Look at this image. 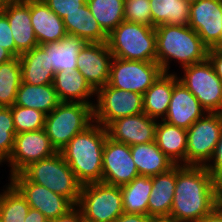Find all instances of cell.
Returning <instances> with one entry per match:
<instances>
[{"label":"cell","mask_w":222,"mask_h":222,"mask_svg":"<svg viewBox=\"0 0 222 222\" xmlns=\"http://www.w3.org/2000/svg\"><path fill=\"white\" fill-rule=\"evenodd\" d=\"M216 179L205 166L176 165V187L169 220L199 222L213 210Z\"/></svg>","instance_id":"6da1fadb"},{"label":"cell","mask_w":222,"mask_h":222,"mask_svg":"<svg viewBox=\"0 0 222 222\" xmlns=\"http://www.w3.org/2000/svg\"><path fill=\"white\" fill-rule=\"evenodd\" d=\"M107 129L95 123L76 134L61 153L82 184L102 182L103 149Z\"/></svg>","instance_id":"7a4b0ae2"},{"label":"cell","mask_w":222,"mask_h":222,"mask_svg":"<svg viewBox=\"0 0 222 222\" xmlns=\"http://www.w3.org/2000/svg\"><path fill=\"white\" fill-rule=\"evenodd\" d=\"M155 31L156 62L163 72H170L172 59L178 60L182 68L207 59L209 48L188 25L161 24L155 27Z\"/></svg>","instance_id":"3957f363"},{"label":"cell","mask_w":222,"mask_h":222,"mask_svg":"<svg viewBox=\"0 0 222 222\" xmlns=\"http://www.w3.org/2000/svg\"><path fill=\"white\" fill-rule=\"evenodd\" d=\"M20 173L27 180L66 197L74 206L78 204L82 184L61 152L29 164Z\"/></svg>","instance_id":"277c9868"},{"label":"cell","mask_w":222,"mask_h":222,"mask_svg":"<svg viewBox=\"0 0 222 222\" xmlns=\"http://www.w3.org/2000/svg\"><path fill=\"white\" fill-rule=\"evenodd\" d=\"M107 44L113 57L156 62L155 27L123 21L108 35Z\"/></svg>","instance_id":"5b68a950"},{"label":"cell","mask_w":222,"mask_h":222,"mask_svg":"<svg viewBox=\"0 0 222 222\" xmlns=\"http://www.w3.org/2000/svg\"><path fill=\"white\" fill-rule=\"evenodd\" d=\"M94 123L93 106L81 102H61L45 117V131L52 146L61 152L76 135Z\"/></svg>","instance_id":"8992f818"},{"label":"cell","mask_w":222,"mask_h":222,"mask_svg":"<svg viewBox=\"0 0 222 222\" xmlns=\"http://www.w3.org/2000/svg\"><path fill=\"white\" fill-rule=\"evenodd\" d=\"M76 206L84 222H113L124 212L120 186L104 182L82 185Z\"/></svg>","instance_id":"52a82bcc"},{"label":"cell","mask_w":222,"mask_h":222,"mask_svg":"<svg viewBox=\"0 0 222 222\" xmlns=\"http://www.w3.org/2000/svg\"><path fill=\"white\" fill-rule=\"evenodd\" d=\"M178 80L199 100L209 113H222V81L207 58L182 68Z\"/></svg>","instance_id":"ba28073f"},{"label":"cell","mask_w":222,"mask_h":222,"mask_svg":"<svg viewBox=\"0 0 222 222\" xmlns=\"http://www.w3.org/2000/svg\"><path fill=\"white\" fill-rule=\"evenodd\" d=\"M221 131L222 113L209 112L187 129L186 166H206L212 162Z\"/></svg>","instance_id":"9c48e42d"},{"label":"cell","mask_w":222,"mask_h":222,"mask_svg":"<svg viewBox=\"0 0 222 222\" xmlns=\"http://www.w3.org/2000/svg\"><path fill=\"white\" fill-rule=\"evenodd\" d=\"M163 73L157 62L124 60L113 57L110 64L108 85L144 94Z\"/></svg>","instance_id":"30bf717a"},{"label":"cell","mask_w":222,"mask_h":222,"mask_svg":"<svg viewBox=\"0 0 222 222\" xmlns=\"http://www.w3.org/2000/svg\"><path fill=\"white\" fill-rule=\"evenodd\" d=\"M93 106L94 122L107 127L112 121L143 113V95L117 89L106 84L96 91Z\"/></svg>","instance_id":"8fae6325"},{"label":"cell","mask_w":222,"mask_h":222,"mask_svg":"<svg viewBox=\"0 0 222 222\" xmlns=\"http://www.w3.org/2000/svg\"><path fill=\"white\" fill-rule=\"evenodd\" d=\"M56 152L44 128L16 134L13 150L7 160L11 167L10 177L20 173L29 164L48 158Z\"/></svg>","instance_id":"7c38bea8"},{"label":"cell","mask_w":222,"mask_h":222,"mask_svg":"<svg viewBox=\"0 0 222 222\" xmlns=\"http://www.w3.org/2000/svg\"><path fill=\"white\" fill-rule=\"evenodd\" d=\"M139 176L130 146L107 137L103 149L102 182L122 186Z\"/></svg>","instance_id":"4fadbf2b"},{"label":"cell","mask_w":222,"mask_h":222,"mask_svg":"<svg viewBox=\"0 0 222 222\" xmlns=\"http://www.w3.org/2000/svg\"><path fill=\"white\" fill-rule=\"evenodd\" d=\"M9 180L25 197L28 205L42 212L48 220L60 217L74 207L66 197L27 180L21 173L14 174Z\"/></svg>","instance_id":"5bb4252c"},{"label":"cell","mask_w":222,"mask_h":222,"mask_svg":"<svg viewBox=\"0 0 222 222\" xmlns=\"http://www.w3.org/2000/svg\"><path fill=\"white\" fill-rule=\"evenodd\" d=\"M188 26L209 49L222 48V0H199L191 4Z\"/></svg>","instance_id":"9a60e30c"},{"label":"cell","mask_w":222,"mask_h":222,"mask_svg":"<svg viewBox=\"0 0 222 222\" xmlns=\"http://www.w3.org/2000/svg\"><path fill=\"white\" fill-rule=\"evenodd\" d=\"M112 58L107 42L86 43L79 52L77 69L95 91L108 83Z\"/></svg>","instance_id":"2e32d148"},{"label":"cell","mask_w":222,"mask_h":222,"mask_svg":"<svg viewBox=\"0 0 222 222\" xmlns=\"http://www.w3.org/2000/svg\"><path fill=\"white\" fill-rule=\"evenodd\" d=\"M158 121L150 118L144 112L118 118L107 127L108 137L113 141L125 143L129 146L155 141Z\"/></svg>","instance_id":"e0dca14e"},{"label":"cell","mask_w":222,"mask_h":222,"mask_svg":"<svg viewBox=\"0 0 222 222\" xmlns=\"http://www.w3.org/2000/svg\"><path fill=\"white\" fill-rule=\"evenodd\" d=\"M3 13L7 16L16 46V57L38 46L30 17V0L5 2Z\"/></svg>","instance_id":"ac0fdd59"},{"label":"cell","mask_w":222,"mask_h":222,"mask_svg":"<svg viewBox=\"0 0 222 222\" xmlns=\"http://www.w3.org/2000/svg\"><path fill=\"white\" fill-rule=\"evenodd\" d=\"M206 110L199 100L180 82L173 86L169 108L163 119L169 124L189 129Z\"/></svg>","instance_id":"d6986e66"},{"label":"cell","mask_w":222,"mask_h":222,"mask_svg":"<svg viewBox=\"0 0 222 222\" xmlns=\"http://www.w3.org/2000/svg\"><path fill=\"white\" fill-rule=\"evenodd\" d=\"M30 17L39 45L57 42L67 35L63 19L43 0H30Z\"/></svg>","instance_id":"ffe728a7"},{"label":"cell","mask_w":222,"mask_h":222,"mask_svg":"<svg viewBox=\"0 0 222 222\" xmlns=\"http://www.w3.org/2000/svg\"><path fill=\"white\" fill-rule=\"evenodd\" d=\"M152 192L148 200V216L168 219L176 187V165L164 173L152 176Z\"/></svg>","instance_id":"44dd1931"},{"label":"cell","mask_w":222,"mask_h":222,"mask_svg":"<svg viewBox=\"0 0 222 222\" xmlns=\"http://www.w3.org/2000/svg\"><path fill=\"white\" fill-rule=\"evenodd\" d=\"M53 86L61 102H81L94 106V103L91 100L89 101V98L93 97L96 91L78 69L56 72Z\"/></svg>","instance_id":"7402d4cb"},{"label":"cell","mask_w":222,"mask_h":222,"mask_svg":"<svg viewBox=\"0 0 222 222\" xmlns=\"http://www.w3.org/2000/svg\"><path fill=\"white\" fill-rule=\"evenodd\" d=\"M178 76L163 72L143 94V112L153 119L163 120L167 114L173 86Z\"/></svg>","instance_id":"603a6c76"},{"label":"cell","mask_w":222,"mask_h":222,"mask_svg":"<svg viewBox=\"0 0 222 222\" xmlns=\"http://www.w3.org/2000/svg\"><path fill=\"white\" fill-rule=\"evenodd\" d=\"M157 124L155 142L174 165L186 166L187 129L164 120Z\"/></svg>","instance_id":"cb8c5ba5"},{"label":"cell","mask_w":222,"mask_h":222,"mask_svg":"<svg viewBox=\"0 0 222 222\" xmlns=\"http://www.w3.org/2000/svg\"><path fill=\"white\" fill-rule=\"evenodd\" d=\"M22 82L32 85L53 84L54 70L49 54L39 45L20 55Z\"/></svg>","instance_id":"d4e9b609"},{"label":"cell","mask_w":222,"mask_h":222,"mask_svg":"<svg viewBox=\"0 0 222 222\" xmlns=\"http://www.w3.org/2000/svg\"><path fill=\"white\" fill-rule=\"evenodd\" d=\"M86 43L82 38L67 34L57 42L39 46L49 54L50 65L56 73L77 69V56Z\"/></svg>","instance_id":"484cf974"},{"label":"cell","mask_w":222,"mask_h":222,"mask_svg":"<svg viewBox=\"0 0 222 222\" xmlns=\"http://www.w3.org/2000/svg\"><path fill=\"white\" fill-rule=\"evenodd\" d=\"M63 22L68 35L82 38L87 43H105L108 40V35L102 30L86 3L78 11L67 14Z\"/></svg>","instance_id":"4316f807"},{"label":"cell","mask_w":222,"mask_h":222,"mask_svg":"<svg viewBox=\"0 0 222 222\" xmlns=\"http://www.w3.org/2000/svg\"><path fill=\"white\" fill-rule=\"evenodd\" d=\"M131 155L139 175L155 176L171 169L174 164L159 149L156 142L130 146Z\"/></svg>","instance_id":"83f0119b"},{"label":"cell","mask_w":222,"mask_h":222,"mask_svg":"<svg viewBox=\"0 0 222 222\" xmlns=\"http://www.w3.org/2000/svg\"><path fill=\"white\" fill-rule=\"evenodd\" d=\"M61 101L53 84L32 85L21 81L17 91L15 105L33 108L49 114Z\"/></svg>","instance_id":"f1b7e54d"},{"label":"cell","mask_w":222,"mask_h":222,"mask_svg":"<svg viewBox=\"0 0 222 222\" xmlns=\"http://www.w3.org/2000/svg\"><path fill=\"white\" fill-rule=\"evenodd\" d=\"M152 186V177L141 175L120 186L124 213L148 215V200Z\"/></svg>","instance_id":"f546056e"},{"label":"cell","mask_w":222,"mask_h":222,"mask_svg":"<svg viewBox=\"0 0 222 222\" xmlns=\"http://www.w3.org/2000/svg\"><path fill=\"white\" fill-rule=\"evenodd\" d=\"M152 27L161 24L189 25L190 4L183 0H149Z\"/></svg>","instance_id":"4dcf8cb0"},{"label":"cell","mask_w":222,"mask_h":222,"mask_svg":"<svg viewBox=\"0 0 222 222\" xmlns=\"http://www.w3.org/2000/svg\"><path fill=\"white\" fill-rule=\"evenodd\" d=\"M125 0H86L91 14L109 35L124 19Z\"/></svg>","instance_id":"1f68e13d"},{"label":"cell","mask_w":222,"mask_h":222,"mask_svg":"<svg viewBox=\"0 0 222 222\" xmlns=\"http://www.w3.org/2000/svg\"><path fill=\"white\" fill-rule=\"evenodd\" d=\"M21 81L19 57L0 64V107H11L15 104Z\"/></svg>","instance_id":"d6a6232c"},{"label":"cell","mask_w":222,"mask_h":222,"mask_svg":"<svg viewBox=\"0 0 222 222\" xmlns=\"http://www.w3.org/2000/svg\"><path fill=\"white\" fill-rule=\"evenodd\" d=\"M0 193V218L2 222H24L30 206L25 197L10 182Z\"/></svg>","instance_id":"836d02e7"},{"label":"cell","mask_w":222,"mask_h":222,"mask_svg":"<svg viewBox=\"0 0 222 222\" xmlns=\"http://www.w3.org/2000/svg\"><path fill=\"white\" fill-rule=\"evenodd\" d=\"M11 112L16 134L40 130L45 127L46 114L40 110L14 104L11 106Z\"/></svg>","instance_id":"e575fe53"},{"label":"cell","mask_w":222,"mask_h":222,"mask_svg":"<svg viewBox=\"0 0 222 222\" xmlns=\"http://www.w3.org/2000/svg\"><path fill=\"white\" fill-rule=\"evenodd\" d=\"M16 131L11 107H0V161L9 159L14 146Z\"/></svg>","instance_id":"d590c367"},{"label":"cell","mask_w":222,"mask_h":222,"mask_svg":"<svg viewBox=\"0 0 222 222\" xmlns=\"http://www.w3.org/2000/svg\"><path fill=\"white\" fill-rule=\"evenodd\" d=\"M124 19L126 22L152 26L149 0H125Z\"/></svg>","instance_id":"8d00e7d4"},{"label":"cell","mask_w":222,"mask_h":222,"mask_svg":"<svg viewBox=\"0 0 222 222\" xmlns=\"http://www.w3.org/2000/svg\"><path fill=\"white\" fill-rule=\"evenodd\" d=\"M46 5L55 12L60 18H64L67 14L78 11L86 0H43Z\"/></svg>","instance_id":"74e56055"},{"label":"cell","mask_w":222,"mask_h":222,"mask_svg":"<svg viewBox=\"0 0 222 222\" xmlns=\"http://www.w3.org/2000/svg\"><path fill=\"white\" fill-rule=\"evenodd\" d=\"M0 46L4 47L16 57V46L12 31L7 16L3 12L0 13Z\"/></svg>","instance_id":"f35d334b"},{"label":"cell","mask_w":222,"mask_h":222,"mask_svg":"<svg viewBox=\"0 0 222 222\" xmlns=\"http://www.w3.org/2000/svg\"><path fill=\"white\" fill-rule=\"evenodd\" d=\"M211 160L213 164L208 163L205 168L217 179L222 174V131Z\"/></svg>","instance_id":"ab89813d"},{"label":"cell","mask_w":222,"mask_h":222,"mask_svg":"<svg viewBox=\"0 0 222 222\" xmlns=\"http://www.w3.org/2000/svg\"><path fill=\"white\" fill-rule=\"evenodd\" d=\"M207 58L211 62L216 75L222 81V48H219V47L210 48L208 50V57Z\"/></svg>","instance_id":"60d3db41"},{"label":"cell","mask_w":222,"mask_h":222,"mask_svg":"<svg viewBox=\"0 0 222 222\" xmlns=\"http://www.w3.org/2000/svg\"><path fill=\"white\" fill-rule=\"evenodd\" d=\"M48 222H84L80 209L75 205L66 214L55 219L48 220Z\"/></svg>","instance_id":"b9f144b4"},{"label":"cell","mask_w":222,"mask_h":222,"mask_svg":"<svg viewBox=\"0 0 222 222\" xmlns=\"http://www.w3.org/2000/svg\"><path fill=\"white\" fill-rule=\"evenodd\" d=\"M152 219L148 215L123 212L113 222H150Z\"/></svg>","instance_id":"7bdbcfd3"},{"label":"cell","mask_w":222,"mask_h":222,"mask_svg":"<svg viewBox=\"0 0 222 222\" xmlns=\"http://www.w3.org/2000/svg\"><path fill=\"white\" fill-rule=\"evenodd\" d=\"M24 222H48V219L42 212L30 207Z\"/></svg>","instance_id":"ee69618b"},{"label":"cell","mask_w":222,"mask_h":222,"mask_svg":"<svg viewBox=\"0 0 222 222\" xmlns=\"http://www.w3.org/2000/svg\"><path fill=\"white\" fill-rule=\"evenodd\" d=\"M213 210L222 218V189L220 188L215 192Z\"/></svg>","instance_id":"f6af8a7d"},{"label":"cell","mask_w":222,"mask_h":222,"mask_svg":"<svg viewBox=\"0 0 222 222\" xmlns=\"http://www.w3.org/2000/svg\"><path fill=\"white\" fill-rule=\"evenodd\" d=\"M199 222H222V218L212 210L210 213L206 214Z\"/></svg>","instance_id":"bcb514c9"},{"label":"cell","mask_w":222,"mask_h":222,"mask_svg":"<svg viewBox=\"0 0 222 222\" xmlns=\"http://www.w3.org/2000/svg\"><path fill=\"white\" fill-rule=\"evenodd\" d=\"M13 58L14 56L8 50L0 46V64L5 63Z\"/></svg>","instance_id":"7dc6e473"},{"label":"cell","mask_w":222,"mask_h":222,"mask_svg":"<svg viewBox=\"0 0 222 222\" xmlns=\"http://www.w3.org/2000/svg\"><path fill=\"white\" fill-rule=\"evenodd\" d=\"M150 222H172V221L169 219L153 218Z\"/></svg>","instance_id":"c3c4849f"},{"label":"cell","mask_w":222,"mask_h":222,"mask_svg":"<svg viewBox=\"0 0 222 222\" xmlns=\"http://www.w3.org/2000/svg\"><path fill=\"white\" fill-rule=\"evenodd\" d=\"M217 187L222 189V174L216 179Z\"/></svg>","instance_id":"681fc988"},{"label":"cell","mask_w":222,"mask_h":222,"mask_svg":"<svg viewBox=\"0 0 222 222\" xmlns=\"http://www.w3.org/2000/svg\"><path fill=\"white\" fill-rule=\"evenodd\" d=\"M4 4H5V1L0 0V13L3 12Z\"/></svg>","instance_id":"f907efd6"},{"label":"cell","mask_w":222,"mask_h":222,"mask_svg":"<svg viewBox=\"0 0 222 222\" xmlns=\"http://www.w3.org/2000/svg\"><path fill=\"white\" fill-rule=\"evenodd\" d=\"M185 3H189L190 5L191 4H194V3H196L197 1H199V0H183Z\"/></svg>","instance_id":"816d5d0a"},{"label":"cell","mask_w":222,"mask_h":222,"mask_svg":"<svg viewBox=\"0 0 222 222\" xmlns=\"http://www.w3.org/2000/svg\"><path fill=\"white\" fill-rule=\"evenodd\" d=\"M5 2H10V1H17V0H4Z\"/></svg>","instance_id":"f5cc1de1"}]
</instances>
